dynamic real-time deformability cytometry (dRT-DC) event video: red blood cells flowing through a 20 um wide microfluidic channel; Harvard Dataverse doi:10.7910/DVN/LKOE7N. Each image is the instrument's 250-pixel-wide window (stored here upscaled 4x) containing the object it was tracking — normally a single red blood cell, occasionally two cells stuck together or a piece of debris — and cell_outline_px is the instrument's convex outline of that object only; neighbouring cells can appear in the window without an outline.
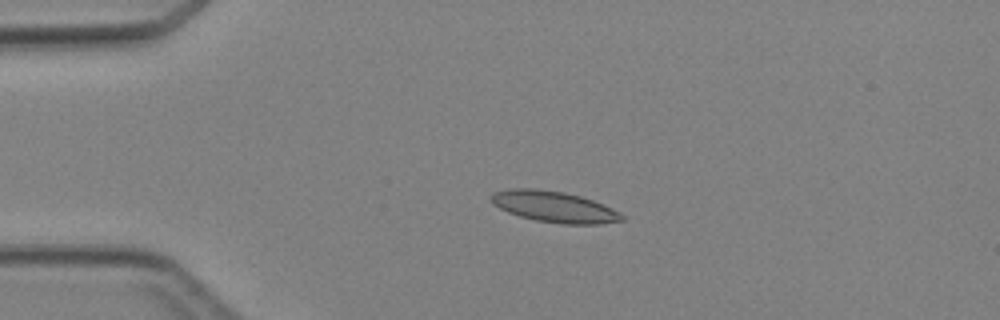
{"species": "Egyptian fruit bat (a non-hibernating species)", "species_latin": "Rousettus aegyptiacus", "temperature_condition": "cold", "stored_images_in_passage": 3, "camera_frame_rate_fps": 3000, "um_per_image_px": 0.085, "animal": {"sex": "female"}, "frame": {"image": 1, "passage_image": 2, "time_ms": 1.333, "image_size_px": [1000, 320], "cell_outline_px": [[624, 220], [600, 224], [564, 224], [536, 220], [520, 216], [508, 212], [492, 204], [488, 200], [488, 196], [492, 192], [508, 188], [536, 188], [564, 192], [580, 196], [592, 200], [612, 208], [624, 216]], "centroid_in_image_um": [47.03, 17.56], "position_along_channel_um": 38.0, "area_um2": 23.81}}